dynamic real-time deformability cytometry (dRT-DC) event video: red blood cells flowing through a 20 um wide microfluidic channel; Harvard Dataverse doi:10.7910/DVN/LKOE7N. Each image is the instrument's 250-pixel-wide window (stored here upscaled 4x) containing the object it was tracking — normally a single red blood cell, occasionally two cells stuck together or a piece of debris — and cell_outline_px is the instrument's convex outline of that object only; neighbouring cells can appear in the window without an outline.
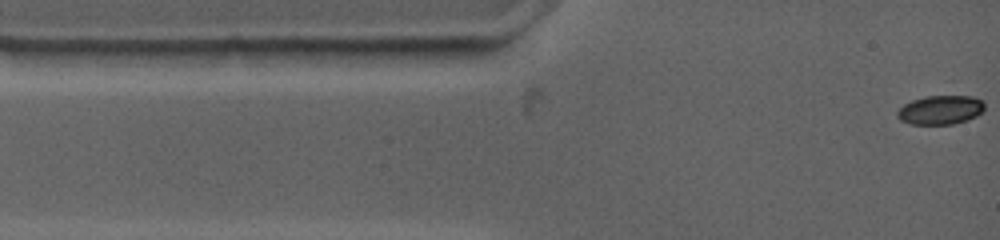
{"species": "common noctule bat (a hibernating species)", "species_latin": "Nyctalus noctula", "temperature_condition": "warm", "stored_images_in_passage": 9, "camera_frame_rate_fps": 4500, "um_per_image_px": 0.085, "animal": {"sex": "female", "body_mass_g": 19.0, "forearm_length_mm": 53.3}, "frame": {"image": 1, "passage_image": 1, "time_ms": 0.0, "image_size_px": [1000, 240], "cell_outline_px": [[984, 108], [976, 116], [968, 120], [952, 124], [908, 124], [900, 120], [896, 116], [896, 112], [904, 104], [912, 100], [924, 96], [972, 96], [984, 100]], "centroid_in_image_um": [79.92, 9.34], "position_along_channel_um": 5.1, "area_um2": 14.85}}